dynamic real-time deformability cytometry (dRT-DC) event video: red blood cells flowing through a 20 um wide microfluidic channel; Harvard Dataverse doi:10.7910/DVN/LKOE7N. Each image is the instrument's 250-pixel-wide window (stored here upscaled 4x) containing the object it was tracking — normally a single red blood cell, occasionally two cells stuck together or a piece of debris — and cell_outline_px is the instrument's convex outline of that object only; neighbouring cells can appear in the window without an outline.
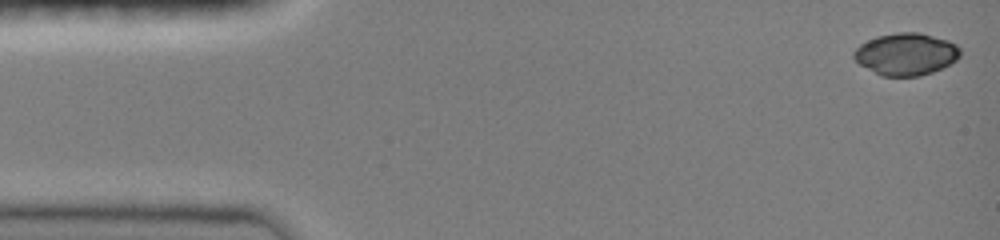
{"species": "common noctule bat (a hibernating species)", "species_latin": "Nyctalus noctula", "temperature_condition": "room temperature", "stored_images_in_passage": 46, "camera_frame_rate_fps": 3000, "um_per_image_px": 0.085, "animal": {"sex": "female", "body_mass_g": 19.0, "forearm_length_mm": 51.5}, "frame": {"image": 1, "passage_image": 1, "time_ms": 0.0, "image_size_px": [1000, 240], "cell_outline_px": [[960, 56], [956, 60], [932, 72], [920, 76], [880, 76], [860, 64], [852, 56], [852, 52], [860, 44], [876, 36], [900, 32], [920, 32], [948, 40], [956, 44], [960, 48]], "centroid_in_image_um": [77.0, 4.59], "position_along_channel_um": 8.0, "area_um2": 26.13}}
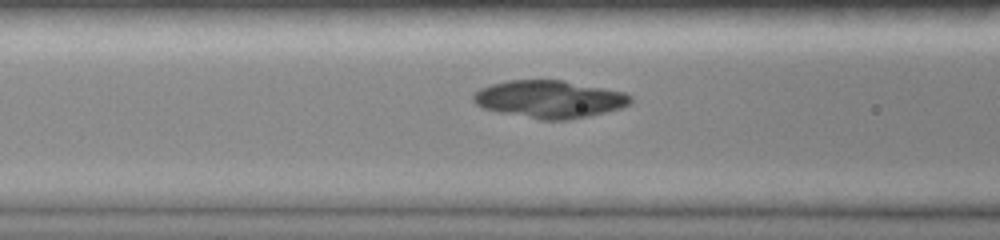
{"frame": {"image": 2, "passage_image": 18, "time_ms": 5.667, "image_size_px": [1000, 240], "cell_outline_px": [[632, 100], [628, 104], [620, 108], [588, 116], [568, 120], [540, 120], [500, 112], [484, 108], [476, 104], [472, 100], [472, 96], [480, 88], [492, 84], [508, 80], [564, 80], [624, 92], [632, 96]], "centroid_in_image_um": [46.69, 8.43], "position_along_channel_um": 119.9, "area_um2": 34.28}}
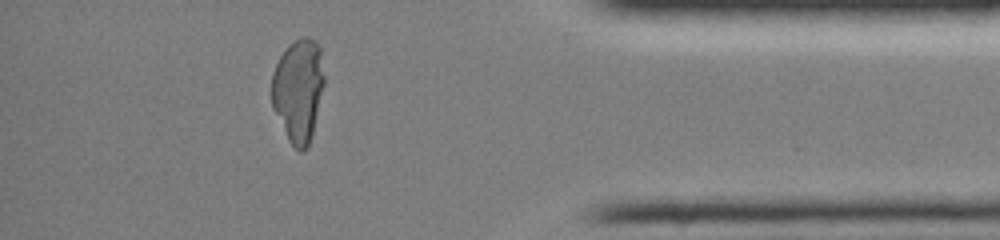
{"frame": {"image": 3, "passage_image": 41, "time_ms": 13.333, "image_size_px": [1000, 240], "cell_outline_px": [[324, 84], [312, 136], [308, 144], [300, 152], [288, 140], [272, 108], [272, 72], [280, 56], [288, 44], [304, 36], [312, 40], [320, 48], [324, 76]], "centroid_in_image_um": [25.34, 7.67], "position_along_channel_um": 409.9, "area_um2": 31.39}}